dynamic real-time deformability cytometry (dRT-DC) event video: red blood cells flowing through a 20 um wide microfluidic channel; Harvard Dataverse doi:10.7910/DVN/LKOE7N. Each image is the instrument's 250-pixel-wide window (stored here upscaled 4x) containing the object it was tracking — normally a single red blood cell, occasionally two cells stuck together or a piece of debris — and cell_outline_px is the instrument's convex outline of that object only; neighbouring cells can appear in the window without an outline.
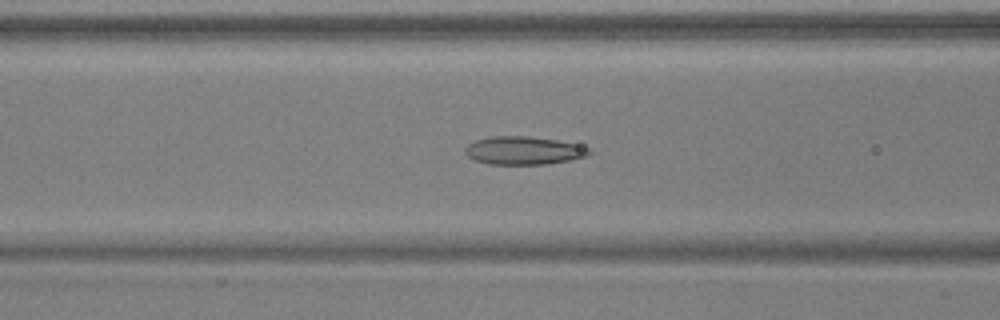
{"species": "common noctule bat (a hibernating species)", "species_latin": "Nyctalus noctula", "temperature_condition": "warm", "stored_images_in_passage": 52, "camera_frame_rate_fps": 3000, "um_per_image_px": 0.085, "animal": {"sex": "male", "body_mass_g": 17.9, "forearm_length_mm": 54.2}, "frame": {"image": 1, "passage_image": 21, "time_ms": 6.667, "image_size_px": [1000, 320], "cell_outline_px": [[592, 152], [588, 156], [568, 160], [544, 164], [488, 164], [476, 160], [468, 156], [464, 152], [464, 148], [468, 144], [476, 140], [492, 136], [528, 136], [556, 140], [592, 148]], "centroid_in_image_um": [44.51, 12.79], "position_along_channel_um": 122.1, "area_um2": 20.23}}
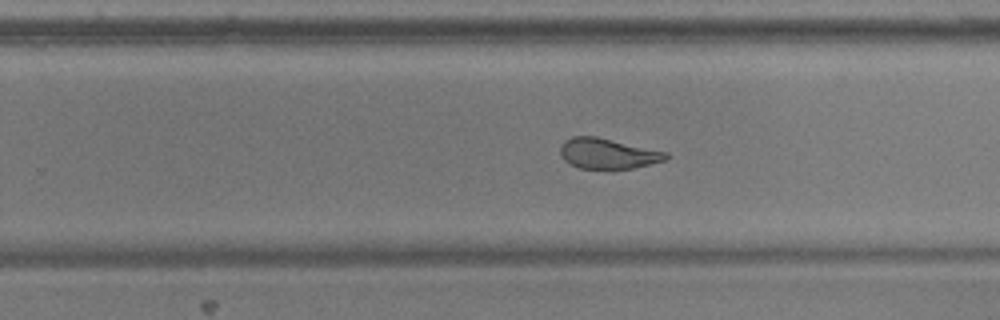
{"frame": {"image": 2, "passage_image": 33, "time_ms": 10.667, "image_size_px": [1000, 320], "cell_outline_px": [[668, 156], [664, 160], [632, 168], [580, 168], [564, 160], [560, 152], [560, 148], [564, 140], [572, 136], [596, 136], [668, 152]], "centroid_in_image_um": [51.64, 13.03], "position_along_channel_um": 278.2, "area_um2": 18.44}}
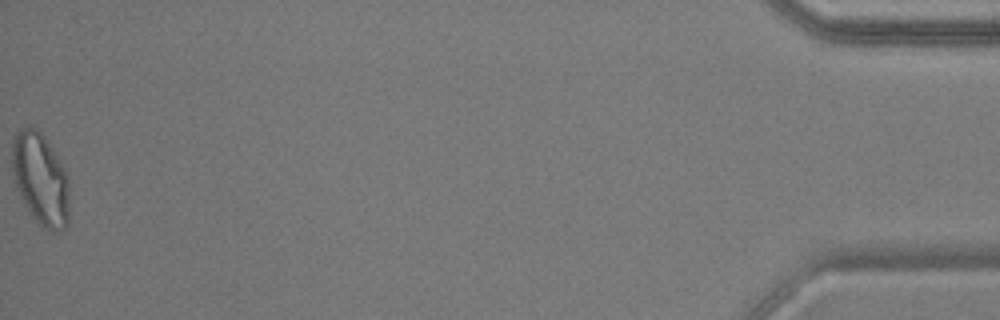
{"frame": {"image": 3, "passage_image": 52, "time_ms": 17.0, "image_size_px": [1000, 320], "cell_outline_px": [[68, 224], [64, 228], [52, 232], [44, 228], [36, 220], [20, 196], [16, 184], [12, 168], [12, 136], [20, 128], [36, 128], [44, 136], [64, 168], [68, 176]], "centroid_in_image_um": [3.44, 15.2], "position_along_channel_um": 431.8, "area_um2": 30.35}, "authors_computed_cell_mechanics": {"area_um2": 22.1374, "velocity_mm_per_s": 3.9059, "shape_relaxation_time_tau1_ms": null, "shape_relaxation_time_tau2_ms": 1.1975, "deformation_change_tau1": null, "deformation_change_tau2": 0.0855}}